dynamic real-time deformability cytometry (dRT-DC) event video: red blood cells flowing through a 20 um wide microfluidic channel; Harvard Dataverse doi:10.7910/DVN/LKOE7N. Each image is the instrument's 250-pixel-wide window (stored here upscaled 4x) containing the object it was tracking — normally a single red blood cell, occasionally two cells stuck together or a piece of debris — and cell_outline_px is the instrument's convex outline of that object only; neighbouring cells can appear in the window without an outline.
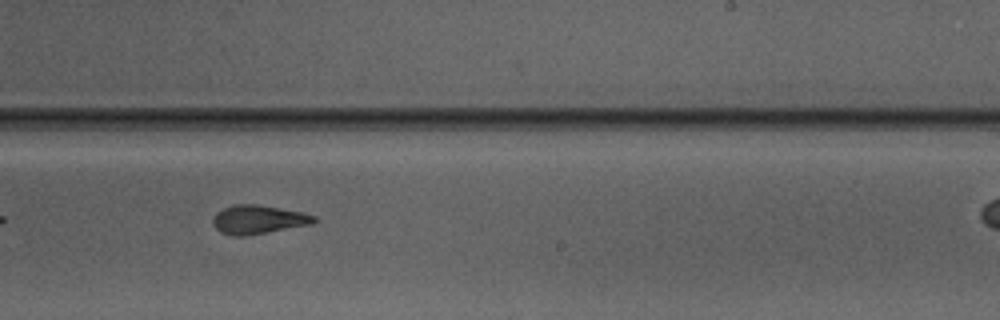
{"species": "Egyptian fruit bat (a non-hibernating species)", "species_latin": "Rousettus aegyptiacus", "temperature_condition": "warm", "stored_images_in_passage": 25, "camera_frame_rate_fps": 3000, "um_per_image_px": 0.085, "animal": {"sex": "male"}, "frame": {"image": 1, "passage_image": 15, "time_ms": 4.667, "image_size_px": [1000, 320], "cell_outline_px": [[316, 220], [312, 224], [244, 236], [232, 236], [220, 232], [212, 224], [212, 220], [216, 212], [232, 204], [256, 204], [304, 212], [316, 216]], "centroid_in_image_um": [21.93, 18.65], "position_along_channel_um": 267.1, "area_um2": 16.99}}
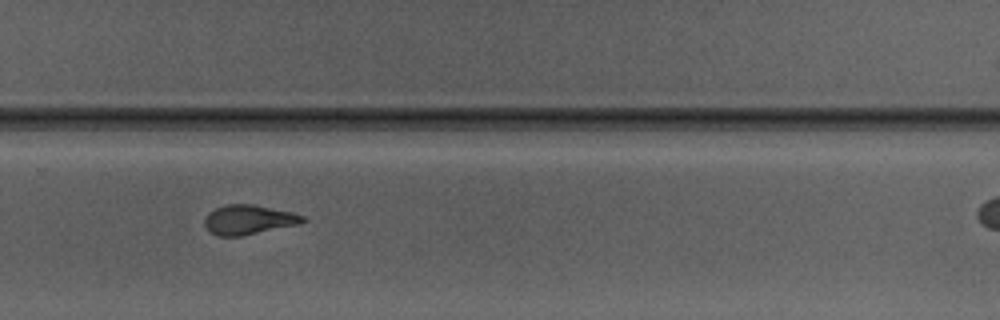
{"frame": {"image": 2, "passage_image": 18, "time_ms": 5.667, "image_size_px": [1000, 320], "cell_outline_px": [[304, 220], [300, 224], [240, 236], [216, 236], [204, 224], [204, 220], [208, 212], [216, 208], [228, 204], [252, 204], [292, 212], [304, 216]], "centroid_in_image_um": [21.12, 18.67], "position_along_channel_um": 308.7, "area_um2": 16.7}}